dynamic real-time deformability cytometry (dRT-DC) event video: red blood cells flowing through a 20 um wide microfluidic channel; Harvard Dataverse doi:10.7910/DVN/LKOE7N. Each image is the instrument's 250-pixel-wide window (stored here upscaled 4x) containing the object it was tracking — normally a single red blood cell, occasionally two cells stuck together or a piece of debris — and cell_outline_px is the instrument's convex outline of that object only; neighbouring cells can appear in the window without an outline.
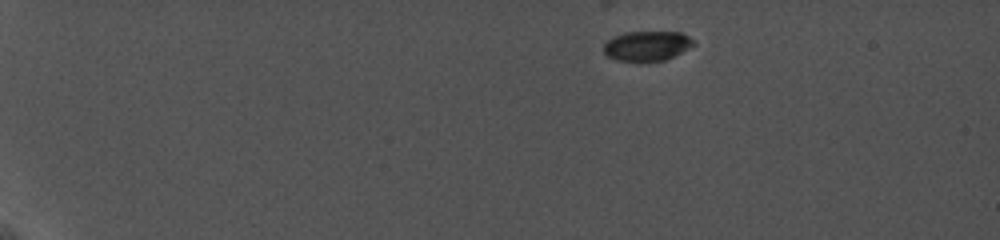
{"species": "common noctule bat (a hibernating species)", "species_latin": "Nyctalus noctula", "temperature_condition": "cold", "stored_images_in_passage": 60, "camera_frame_rate_fps": 5000, "um_per_image_px": 0.085, "animal": {"sex": "female", "body_mass_g": 19.0, "forearm_length_mm": 56.7}, "frame": {"image": 1, "passage_image": 1, "time_ms": 0.0, "image_size_px": [1000, 240], "cell_outline_px": [[696, 44], [664, 60], [616, 60], [608, 56], [604, 52], [604, 44], [612, 36], [624, 32], [680, 32], [696, 40]], "centroid_in_image_um": [54.99, 3.87], "position_along_channel_um": 30.0, "area_um2": 15.37}}
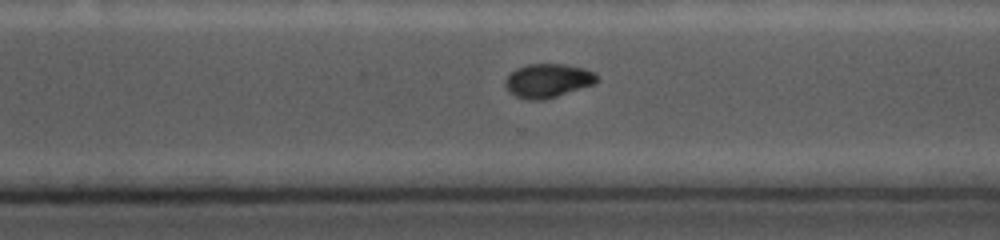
{"frame": {"image": 2, "passage_image": 51, "time_ms": 11.2, "image_size_px": [1000, 240], "cell_outline_px": [[600, 80], [596, 84], [544, 100], [524, 100], [508, 92], [504, 84], [504, 80], [516, 68], [528, 64], [564, 64], [584, 68], [596, 72]], "centroid_in_image_um": [46.59, 6.86], "position_along_channel_um": 324.0, "area_um2": 18.44}}
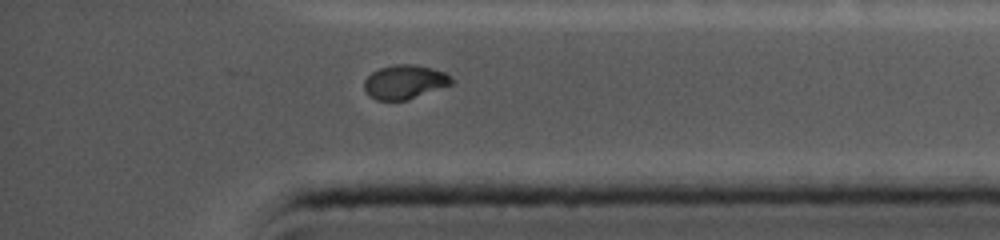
{"frame": {"image": 3, "passage_image": 60, "time_ms": 13.2, "image_size_px": [1000, 240], "cell_outline_px": [[452, 84], [408, 100], [376, 100], [368, 96], [364, 88], [364, 80], [372, 72], [380, 68], [396, 64], [412, 64], [432, 68], [444, 72], [452, 80]], "centroid_in_image_um": [34.36, 6.97], "position_along_channel_um": 400.8, "area_um2": 17.22}}